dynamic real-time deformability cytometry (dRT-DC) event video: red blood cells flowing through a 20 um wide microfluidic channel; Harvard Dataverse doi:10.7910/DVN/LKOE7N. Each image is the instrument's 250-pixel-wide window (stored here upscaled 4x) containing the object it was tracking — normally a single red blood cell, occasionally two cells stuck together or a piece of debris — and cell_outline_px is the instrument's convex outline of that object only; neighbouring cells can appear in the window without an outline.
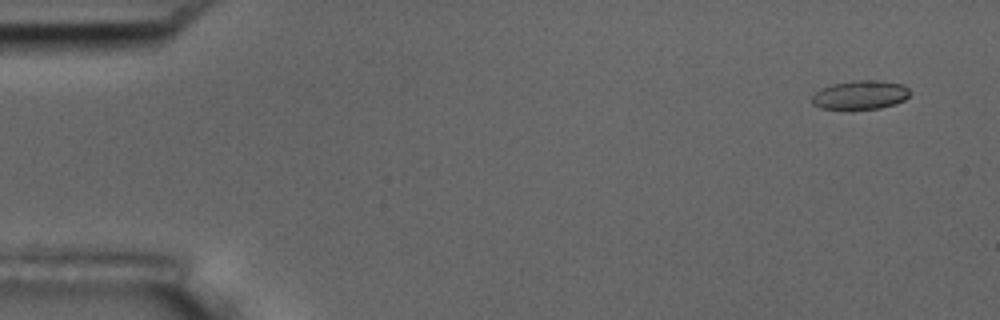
{"species": "common noctule bat (a hibernating species)", "species_latin": "Nyctalus noctula", "temperature_condition": "room temperature", "stored_images_in_passage": 9, "camera_frame_rate_fps": 3000, "um_per_image_px": 0.085, "animal": {"sex": "male", "body_mass_g": 17.5, "forearm_length_mm": 52.3}, "frame": {"image": 1, "passage_image": 2, "time_ms": 1.0, "image_size_px": [1000, 320], "cell_outline_px": [[912, 92], [904, 100], [896, 104], [880, 108], [820, 108], [812, 104], [812, 96], [820, 88], [832, 84], [852, 80], [880, 80], [904, 84]], "centroid_in_image_um": [73.16, 8.04], "position_along_channel_um": 11.8, "area_um2": 16.53}}
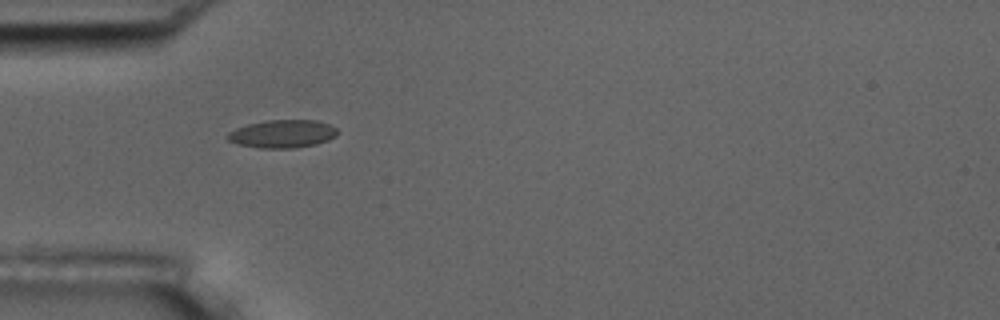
{"frame": {"image": 2, "passage_image": 6, "time_ms": 5.667, "image_size_px": [1000, 320], "cell_outline_px": [[340, 132], [336, 136], [328, 140], [316, 144], [292, 148], [260, 148], [236, 144], [228, 140], [224, 136], [228, 132], [236, 128], [248, 124], [268, 120], [316, 120], [328, 124], [336, 128]], "centroid_in_image_um": [23.99, 11.38], "position_along_channel_um": 61.0, "area_um2": 18.03}}
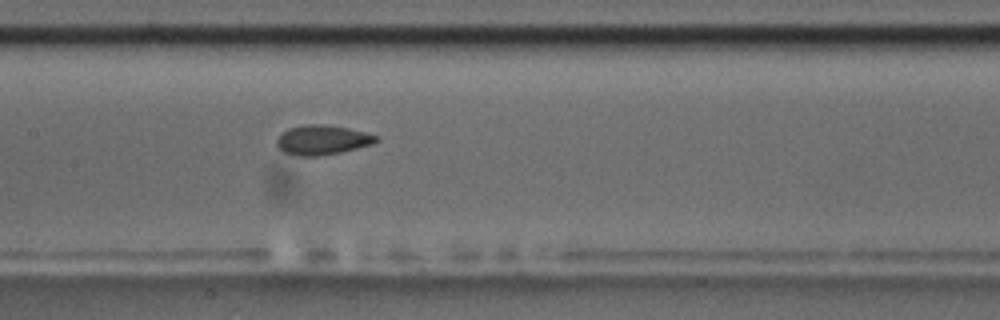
{"frame": {"image": 3, "passage_image": 9, "time_ms": 9.0, "image_size_px": [1000, 320], "cell_outline_px": [[380, 140], [372, 144], [340, 152], [316, 156], [296, 156], [284, 152], [276, 144], [276, 140], [288, 128], [304, 124], [324, 124], [348, 128], [380, 136]], "centroid_in_image_um": [27.41, 11.89], "position_along_channel_um": 180.0, "area_um2": 17.11}}